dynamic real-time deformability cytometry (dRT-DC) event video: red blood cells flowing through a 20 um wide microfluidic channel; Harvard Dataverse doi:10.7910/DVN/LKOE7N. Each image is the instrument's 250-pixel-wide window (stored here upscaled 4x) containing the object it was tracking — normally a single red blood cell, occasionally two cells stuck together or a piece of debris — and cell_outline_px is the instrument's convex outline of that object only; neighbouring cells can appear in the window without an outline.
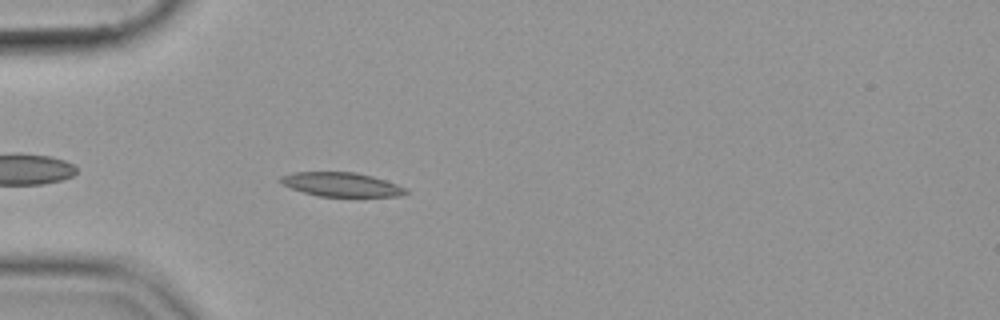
{"species": "common noctule bat (a hibernating species)", "species_latin": "Nyctalus noctula", "temperature_condition": "cold", "stored_images_in_passage": 43, "camera_frame_rate_fps": 3000, "um_per_image_px": 0.085, "animal": {"sex": "female", "body_mass_g": 19.9}, "frame": {"image": 1, "passage_image": 5, "time_ms": 1.333, "image_size_px": [1000, 320], "cell_outline_px": [[408, 192], [400, 196], [320, 196], [304, 192], [292, 188], [284, 184], [280, 180], [280, 176], [292, 172], [356, 172], [372, 176], [408, 188]], "centroid_in_image_um": [29.04, 15.67], "position_along_channel_um": 56.0, "area_um2": 17.34}}
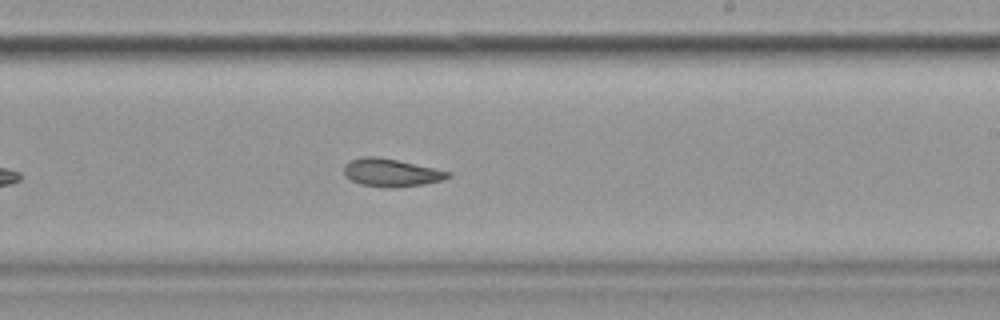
{"frame": {"image": 2, "passage_image": 22, "time_ms": 7.0, "image_size_px": [1000, 320], "cell_outline_px": [[452, 176], [444, 180], [424, 184], [396, 188], [388, 188], [360, 184], [344, 176], [344, 164], [352, 160], [364, 156], [376, 156], [396, 160], [452, 172]], "centroid_in_image_um": [33.26, 14.69], "position_along_channel_um": 255.7, "area_um2": 16.94}}
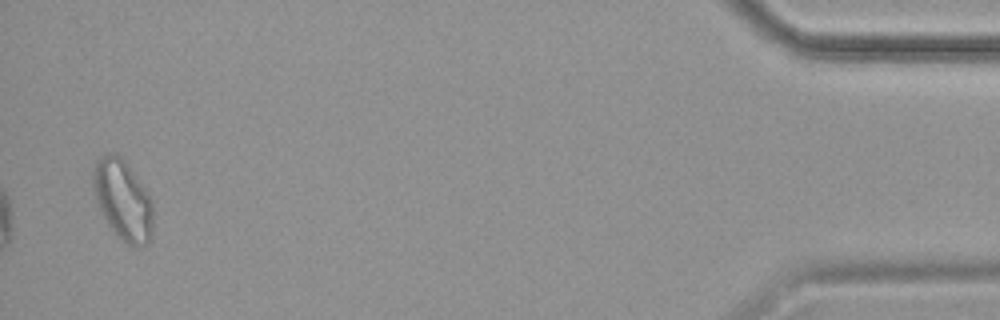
{"frame": {"image": 3, "passage_image": 42, "time_ms": 13.667, "image_size_px": [1000, 320], "cell_outline_px": [[152, 240], [144, 248], [132, 248], [124, 244], [112, 232], [100, 212], [92, 188], [92, 168], [96, 160], [100, 156], [108, 152], [116, 152], [132, 168], [148, 192], [152, 200]], "centroid_in_image_um": [10.44, 17.04], "position_along_channel_um": 424.8, "area_um2": 29.3}}